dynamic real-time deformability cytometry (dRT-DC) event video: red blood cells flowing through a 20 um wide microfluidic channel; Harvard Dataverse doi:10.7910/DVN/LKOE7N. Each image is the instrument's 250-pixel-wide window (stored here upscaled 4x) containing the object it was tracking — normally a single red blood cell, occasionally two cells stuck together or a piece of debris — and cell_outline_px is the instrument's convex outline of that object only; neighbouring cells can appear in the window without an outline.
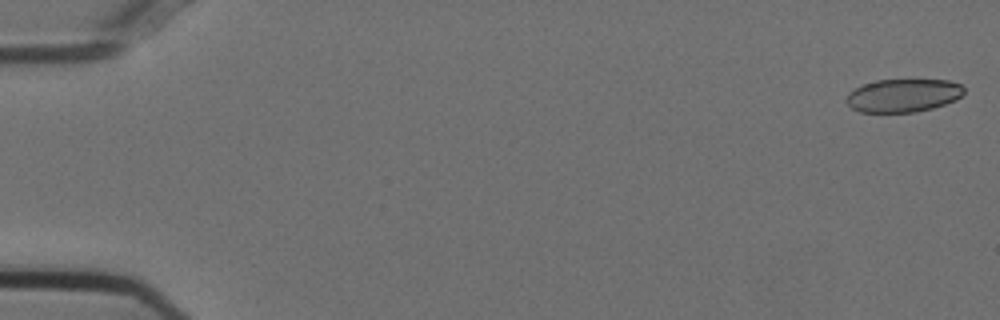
{"species": "Egyptian fruit bat (a non-hibernating species)", "species_latin": "Rousettus aegyptiacus", "temperature_condition": "cold", "stored_images_in_passage": 54, "camera_frame_rate_fps": 3000, "um_per_image_px": 0.085, "animal": {"sex": "female"}, "frame": {"image": 1, "passage_image": 1, "time_ms": 0.0, "image_size_px": [1000, 320], "cell_outline_px": [[964, 92], [956, 100], [932, 108], [916, 112], [860, 112], [852, 108], [844, 100], [848, 92], [864, 84], [876, 80], [948, 80], [960, 84], [964, 88]], "centroid_in_image_um": [76.75, 8.11], "position_along_channel_um": 8.2, "area_um2": 22.72}}
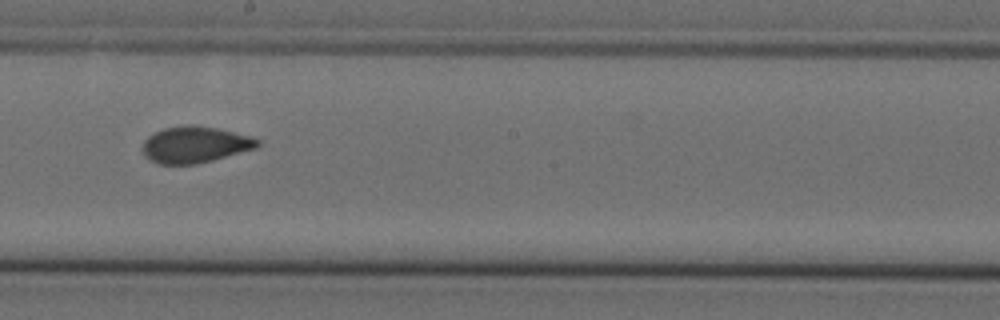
{"frame": {"image": 2, "passage_image": 31, "time_ms": 10.0, "image_size_px": [1000, 320], "cell_outline_px": [[260, 144], [256, 148], [212, 160], [196, 164], [160, 164], [148, 160], [144, 156], [144, 140], [148, 136], [164, 128], [184, 124], [192, 124], [216, 128], [252, 136], [260, 140]], "centroid_in_image_um": [16.57, 12.28], "position_along_channel_um": 231.6, "area_um2": 24.39}}
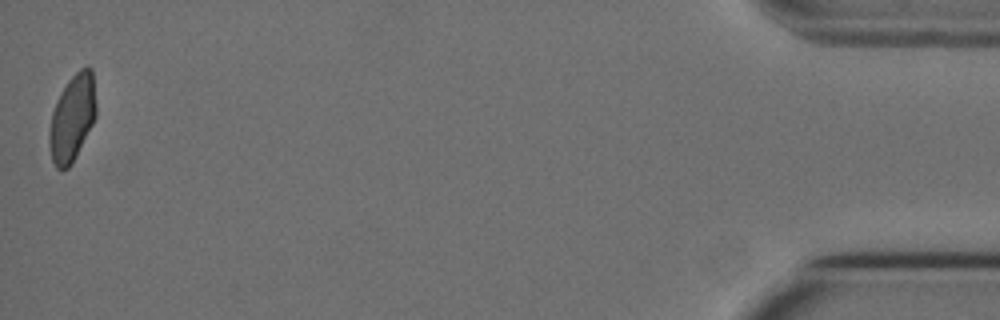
{"frame": {"image": 3, "passage_image": 54, "time_ms": 17.667, "image_size_px": [1000, 320], "cell_outline_px": [[96, 116], [72, 164], [68, 168], [60, 172], [56, 168], [52, 160], [48, 144], [48, 136], [52, 112], [60, 92], [68, 80], [80, 68], [88, 64], [92, 68], [96, 104]], "centroid_in_image_um": [6.13, 10.03], "position_along_channel_um": 429.1, "area_um2": 23.87}, "authors_computed_cell_mechanics": {"area_um2": 24.3916, "velocity_mm_per_s": 3.7377, "shape_relaxation_time_tau1_ms": null, "shape_relaxation_time_tau2_ms": 0.8261, "deformation_change_tau1": null, "deformation_change_tau2": 0.0448}}